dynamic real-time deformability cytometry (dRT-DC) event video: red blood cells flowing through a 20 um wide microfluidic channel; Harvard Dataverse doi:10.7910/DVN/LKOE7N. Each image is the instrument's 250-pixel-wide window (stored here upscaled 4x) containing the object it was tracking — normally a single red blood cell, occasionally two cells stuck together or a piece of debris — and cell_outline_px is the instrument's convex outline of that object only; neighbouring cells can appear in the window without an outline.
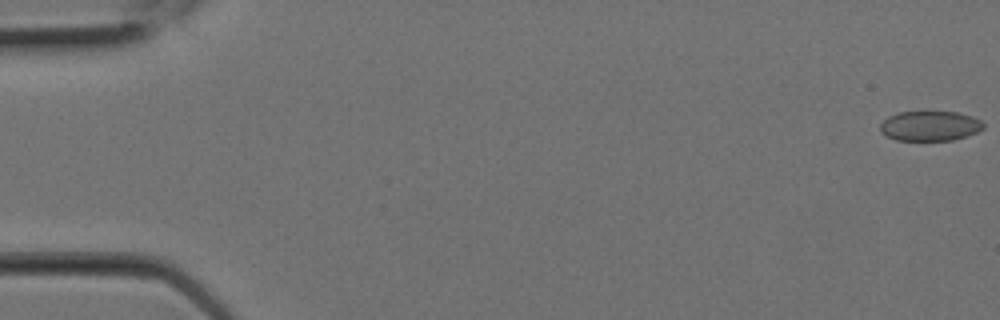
{"species": "Egyptian fruit bat (a non-hibernating species)", "species_latin": "Rousettus aegyptiacus", "temperature_condition": "room temperature", "stored_images_in_passage": 10, "camera_frame_rate_fps": 3000, "um_per_image_px": 0.085, "animal": {"sex": "female"}, "frame": {"image": 1, "passage_image": 1, "time_ms": 0.0, "image_size_px": [1000, 320], "cell_outline_px": [[984, 128], [976, 132], [952, 140], [896, 140], [880, 132], [880, 124], [888, 116], [900, 112], [924, 108], [960, 112], [972, 116], [980, 120], [984, 124]], "centroid_in_image_um": [79.03, 10.64], "position_along_channel_um": 6.0, "area_um2": 18.73}}
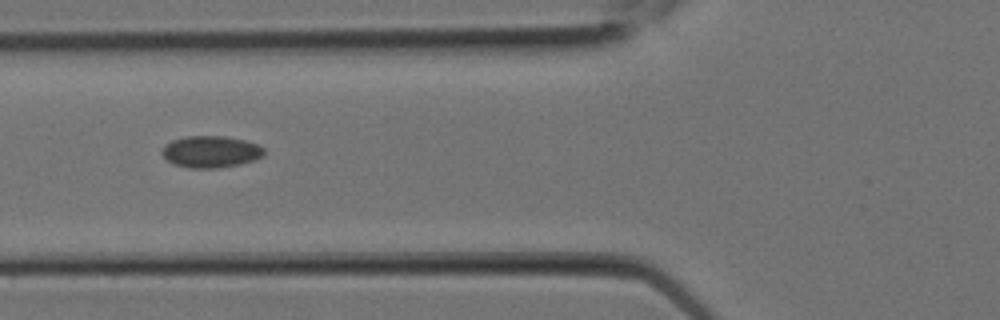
{"frame": {"image": 2, "passage_image": 9, "time_ms": 2.667, "image_size_px": [1000, 320], "cell_outline_px": [[264, 156], [240, 164], [216, 168], [192, 168], [172, 164], [160, 152], [164, 144], [172, 140], [184, 136], [224, 136], [244, 140], [260, 144], [264, 148]], "centroid_in_image_um": [17.9, 12.89], "position_along_channel_um": 107.9, "area_um2": 19.02}}
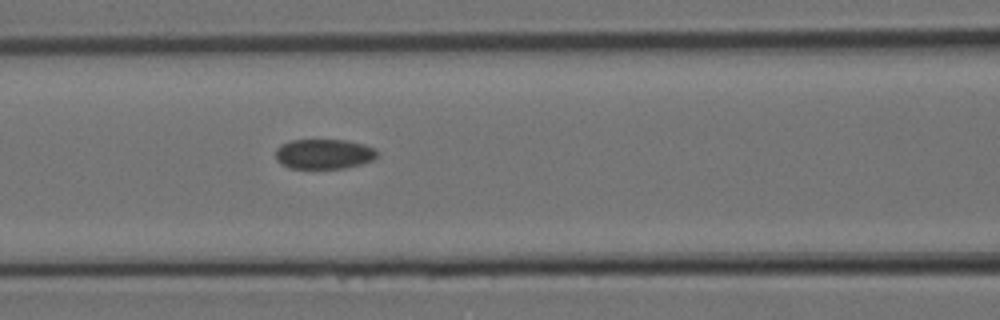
{"frame": {"image": 3, "passage_image": 10, "time_ms": 3.0, "image_size_px": [1000, 320], "cell_outline_px": [[380, 152], [372, 160], [364, 164], [344, 168], [288, 168], [280, 164], [276, 160], [276, 148], [280, 144], [292, 140], [348, 140], [364, 144], [376, 148]], "centroid_in_image_um": [27.55, 13.09], "position_along_channel_um": 139.0, "area_um2": 18.03}}